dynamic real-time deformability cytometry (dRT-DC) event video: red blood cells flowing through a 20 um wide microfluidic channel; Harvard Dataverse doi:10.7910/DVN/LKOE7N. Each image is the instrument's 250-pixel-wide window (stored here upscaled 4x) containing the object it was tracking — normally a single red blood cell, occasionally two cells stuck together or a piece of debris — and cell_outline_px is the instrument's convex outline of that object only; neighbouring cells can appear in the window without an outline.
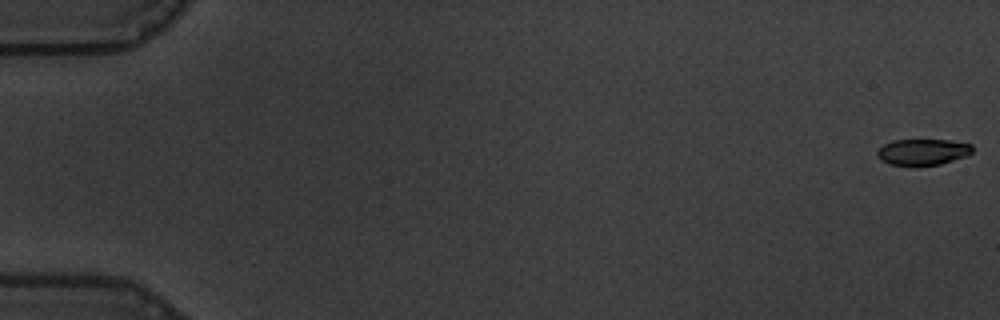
{"species": "common noctule bat (a hibernating species)", "species_latin": "Nyctalus noctula", "temperature_condition": "warm", "stored_images_in_passage": 6, "camera_frame_rate_fps": 3000, "um_per_image_px": 0.085, "animal": {"sex": "male", "body_mass_g": 19.5, "forearm_length_mm": 54.6}, "frame": {"image": 1, "passage_image": 1, "time_ms": 0.0, "image_size_px": [1000, 320], "cell_outline_px": [[972, 152], [968, 156], [940, 164], [888, 164], [876, 156], [876, 152], [884, 144], [892, 140], [948, 140], [972, 144]], "centroid_in_image_um": [78.45, 12.89], "position_along_channel_um": 6.5, "area_um2": 14.28}}